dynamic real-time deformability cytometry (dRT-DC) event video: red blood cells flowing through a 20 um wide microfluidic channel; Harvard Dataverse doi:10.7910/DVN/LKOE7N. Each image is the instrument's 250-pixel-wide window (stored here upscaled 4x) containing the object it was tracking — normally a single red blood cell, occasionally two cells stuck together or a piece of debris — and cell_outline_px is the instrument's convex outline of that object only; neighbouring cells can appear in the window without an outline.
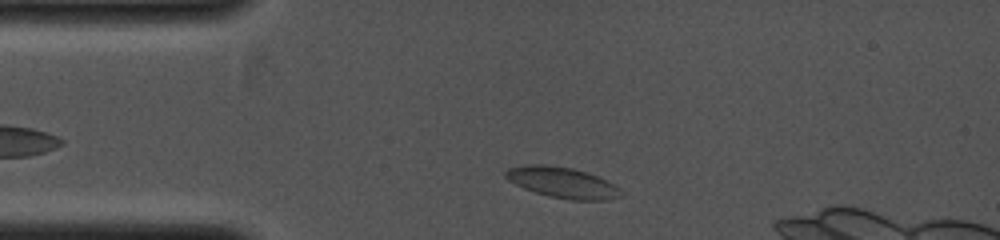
{"species": "common noctule bat (a hibernating species)", "species_latin": "Nyctalus noctula", "temperature_condition": "cold", "stored_images_in_passage": 33, "camera_frame_rate_fps": 4000, "um_per_image_px": 0.085, "animal": {"sex": "female", "body_mass_g": 19.0, "forearm_length_mm": 53.3}, "frame": {"image": 1, "passage_image": 3, "time_ms": 0.5, "image_size_px": [1000, 240], "cell_outline_px": [[620, 196], [604, 200], [572, 200], [548, 196], [524, 188], [508, 180], [504, 176], [504, 172], [508, 168], [528, 164], [544, 164], [572, 168], [588, 172], [620, 188]], "centroid_in_image_um": [47.75, 15.5], "position_along_channel_um": 37.2, "area_um2": 20.46}}
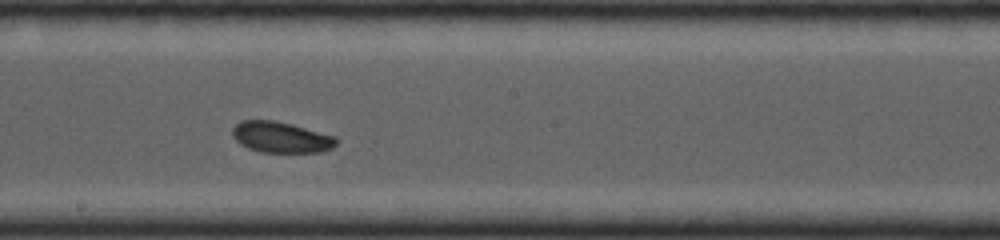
{"frame": {"image": 2, "passage_image": 17, "time_ms": 4.0, "image_size_px": [1000, 240], "cell_outline_px": [[340, 140], [332, 148], [320, 152], [260, 152], [248, 148], [240, 144], [232, 136], [232, 128], [240, 120], [272, 120], [292, 124], [336, 136]], "centroid_in_image_um": [23.89, 11.66], "position_along_channel_um": 224.3, "area_um2": 18.9}}
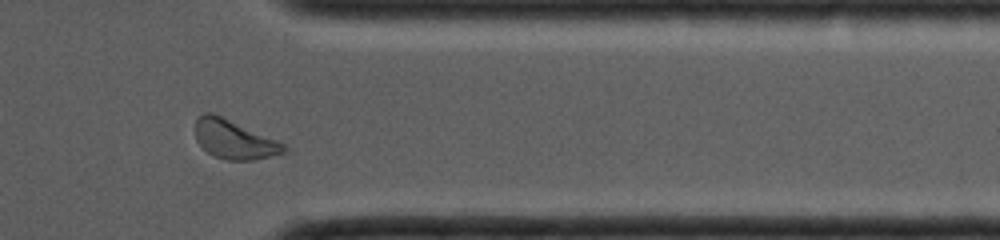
{"frame": {"image": 3, "passage_image": 28, "time_ms": 6.75, "image_size_px": [1000, 240], "cell_outline_px": [[288, 148], [284, 152], [252, 160], [228, 160], [212, 156], [196, 140], [196, 120], [204, 112], [212, 112], [276, 140], [284, 144]], "centroid_in_image_um": [19.87, 11.85], "position_along_channel_um": 391.5, "area_um2": 19.65}}